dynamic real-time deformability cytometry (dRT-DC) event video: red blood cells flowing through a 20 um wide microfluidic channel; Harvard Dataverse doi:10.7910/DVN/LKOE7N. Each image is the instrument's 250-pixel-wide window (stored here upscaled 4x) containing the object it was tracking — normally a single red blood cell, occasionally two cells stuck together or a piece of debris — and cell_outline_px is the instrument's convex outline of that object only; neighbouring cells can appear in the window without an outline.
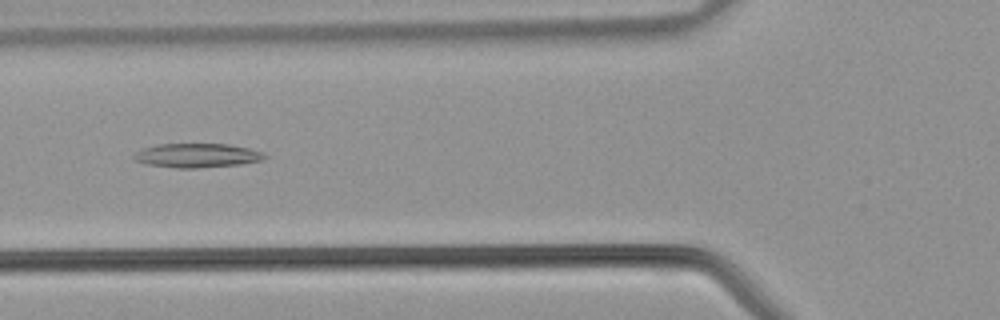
{"species": "common noctule bat (a hibernating species)", "species_latin": "Nyctalus noctula", "temperature_condition": "warm", "stored_images_in_passage": 40, "camera_frame_rate_fps": 3000, "um_per_image_px": 0.085, "animal": {"sex": "male", "body_mass_g": 21.5, "forearm_length_mm": 52.0}, "frame": {"image": 1, "passage_image": 14, "time_ms": 4.333, "image_size_px": [1000, 320], "cell_outline_px": [[268, 156], [264, 160], [240, 164], [196, 168], [176, 168], [144, 164], [136, 160], [132, 156], [136, 152], [144, 148], [160, 144], [228, 144], [248, 148], [260, 152]], "centroid_in_image_um": [16.74, 13.22], "position_along_channel_um": 109.1, "area_um2": 18.26}}
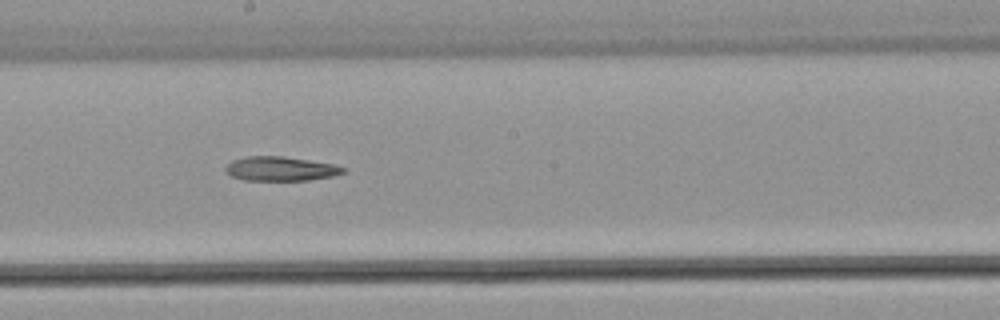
{"frame": {"image": 2, "passage_image": 21, "time_ms": 6.667, "image_size_px": [1000, 320], "cell_outline_px": [[348, 168], [344, 172], [336, 176], [308, 180], [244, 180], [232, 176], [224, 172], [224, 168], [232, 160], [244, 156], [284, 156], [332, 164]], "centroid_in_image_um": [23.84, 14.34], "position_along_channel_um": 224.4, "area_um2": 16.76}}
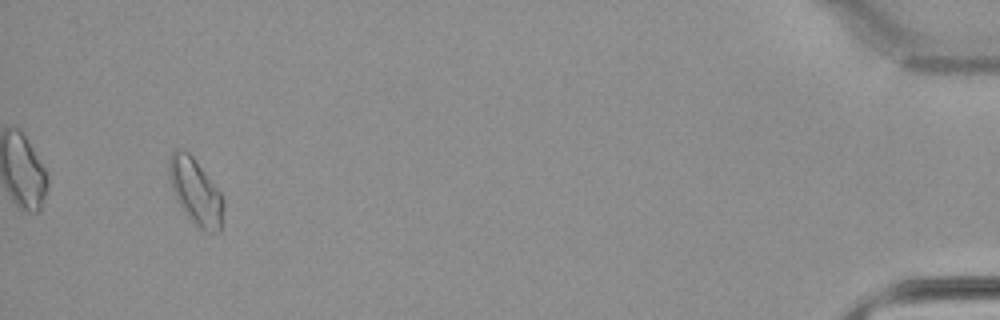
{"frame": {"image": 3, "passage_image": 38, "time_ms": 12.333, "image_size_px": [1000, 320], "cell_outline_px": [[224, 208], [220, 228], [216, 232], [212, 232], [200, 228], [184, 212], [176, 200], [168, 176], [168, 160], [172, 152], [176, 148], [188, 152], [192, 156], [220, 192], [224, 200]], "centroid_in_image_um": [16.6, 16.26], "position_along_channel_um": 418.6, "area_um2": 20.63}}